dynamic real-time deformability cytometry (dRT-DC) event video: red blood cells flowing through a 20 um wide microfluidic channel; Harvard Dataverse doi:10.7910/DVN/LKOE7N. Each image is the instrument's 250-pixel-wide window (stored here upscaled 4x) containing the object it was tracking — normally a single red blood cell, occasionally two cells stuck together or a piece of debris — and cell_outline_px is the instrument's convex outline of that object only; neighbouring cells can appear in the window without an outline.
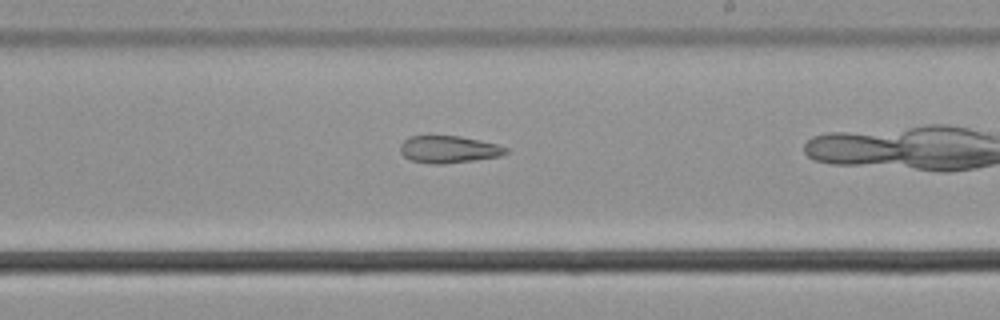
{"species": "common noctule bat (a hibernating species)", "species_latin": "Nyctalus noctula", "temperature_condition": "cold", "stored_images_in_passage": 38, "camera_frame_rate_fps": 3000, "um_per_image_px": 0.085, "animal": {"sex": "male", "body_mass_g": 21.5, "forearm_length_mm": 52.0}, "frame": {"image": 1, "passage_image": 27, "time_ms": 8.667, "image_size_px": [1000, 320], "cell_outline_px": [[508, 152], [500, 156], [476, 160], [444, 164], [436, 164], [412, 160], [404, 156], [400, 152], [400, 144], [408, 136], [460, 136], [480, 140], [496, 144], [508, 148]], "centroid_in_image_um": [38.14, 12.69], "position_along_channel_um": 250.9, "area_um2": 16.7}}